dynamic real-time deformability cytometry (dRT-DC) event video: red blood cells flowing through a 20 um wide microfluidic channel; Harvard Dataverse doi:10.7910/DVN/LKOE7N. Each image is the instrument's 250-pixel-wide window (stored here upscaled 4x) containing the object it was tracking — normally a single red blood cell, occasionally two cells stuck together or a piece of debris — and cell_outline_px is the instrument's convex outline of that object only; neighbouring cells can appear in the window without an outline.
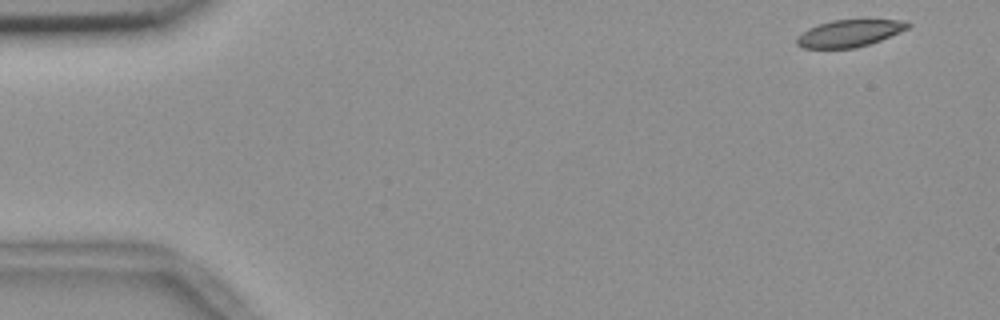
{"species": "common noctule bat (a hibernating species)", "species_latin": "Nyctalus noctula", "temperature_condition": "room temperature", "stored_images_in_passage": 8, "camera_frame_rate_fps": 3000, "um_per_image_px": 0.085, "animal": {"sex": "female", "body_mass_g": 18.4}, "frame": {"image": 1, "passage_image": 1, "time_ms": 0.0, "image_size_px": [1000, 320], "cell_outline_px": [[912, 24], [908, 28], [880, 40], [856, 48], [804, 48], [796, 44], [796, 36], [808, 28], [816, 24], [832, 20], [908, 20]], "centroid_in_image_um": [72.17, 2.82], "position_along_channel_um": 12.8, "area_um2": 17.51}}